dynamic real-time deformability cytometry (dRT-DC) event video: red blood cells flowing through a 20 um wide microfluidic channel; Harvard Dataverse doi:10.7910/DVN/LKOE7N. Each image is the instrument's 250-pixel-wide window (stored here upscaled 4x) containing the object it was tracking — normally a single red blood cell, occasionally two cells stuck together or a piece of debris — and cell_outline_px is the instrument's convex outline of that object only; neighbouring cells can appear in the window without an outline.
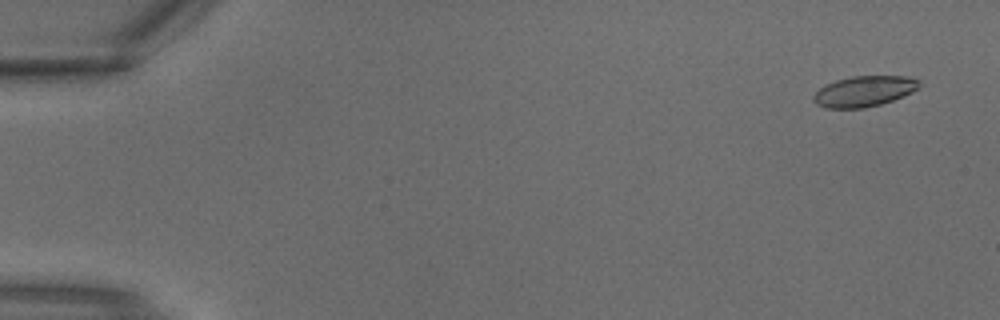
{"species": "common noctule bat (a hibernating species)", "species_latin": "Nyctalus noctula", "temperature_condition": "warm", "stored_images_in_passage": 3, "camera_frame_rate_fps": 3000, "um_per_image_px": 0.085, "animal": {"sex": "male", "body_mass_g": 18.8}, "frame": {"image": 1, "passage_image": 1, "time_ms": 0.0, "image_size_px": [1000, 320], "cell_outline_px": [[920, 88], [912, 92], [892, 100], [880, 104], [864, 108], [828, 108], [816, 104], [812, 100], [812, 96], [824, 84], [836, 80], [852, 76], [908, 76], [920, 80]], "centroid_in_image_um": [73.44, 7.75], "position_along_channel_um": 11.6, "area_um2": 18.96}}